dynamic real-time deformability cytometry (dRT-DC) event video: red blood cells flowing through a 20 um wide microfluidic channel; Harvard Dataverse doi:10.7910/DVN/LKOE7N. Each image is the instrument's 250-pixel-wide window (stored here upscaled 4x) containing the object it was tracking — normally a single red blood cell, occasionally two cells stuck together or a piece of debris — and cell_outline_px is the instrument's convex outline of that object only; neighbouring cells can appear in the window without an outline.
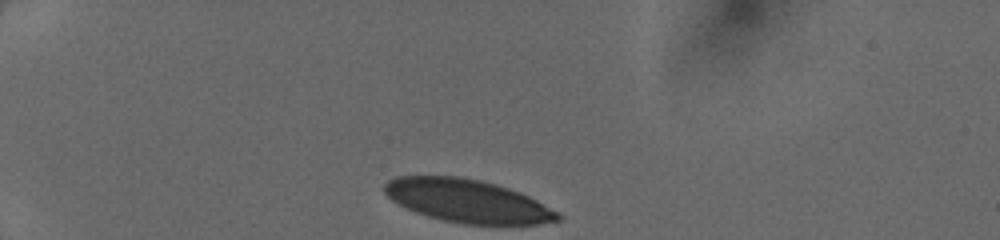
{"species": "human", "species_latin": "Homo sapiens", "temperature_condition": "cold", "stored_images_in_passage": 31, "camera_frame_rate_fps": 3000, "um_per_image_px": 0.085, "donor": {"sex": "female"}, "frame": {"image": 1, "passage_image": 1, "time_ms": 0.0, "image_size_px": [1000, 240], "cell_outline_px": [[564, 216], [560, 220], [540, 224], [464, 224], [444, 220], [428, 216], [416, 212], [392, 200], [384, 192], [384, 184], [388, 180], [396, 176], [460, 176], [480, 180], [496, 184], [520, 192], [560, 212]], "centroid_in_image_um": [39.77, 17.07], "position_along_channel_um": 45.2, "area_um2": 43.41}}
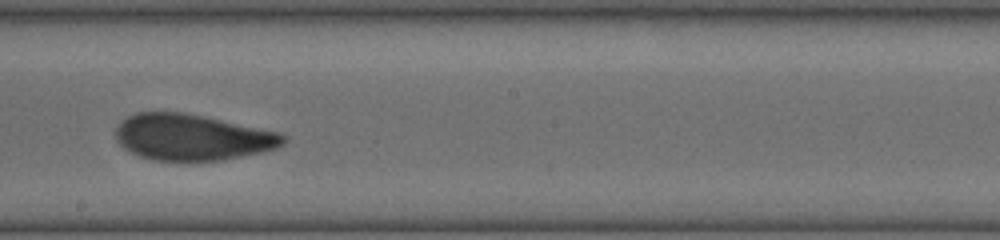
{"frame": {"image": 2, "passage_image": 18, "time_ms": 5.667, "image_size_px": [1000, 240], "cell_outline_px": [[288, 140], [284, 144], [276, 148], [260, 152], [224, 160], [152, 160], [128, 152], [116, 140], [116, 128], [128, 116], [136, 112], [184, 112], [284, 132], [288, 136]], "centroid_in_image_um": [16.39, 11.66], "position_along_channel_um": 231.8, "area_um2": 45.37}}
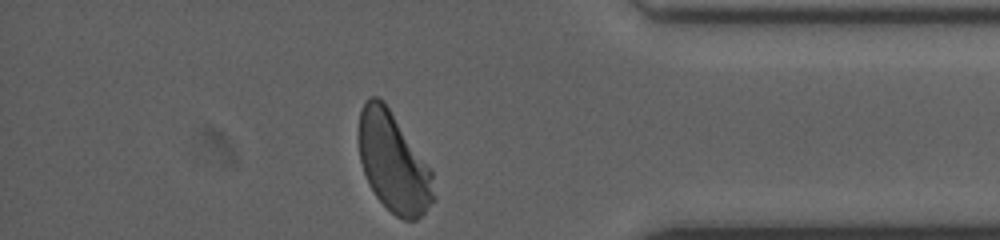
{"frame": {"image": 3, "passage_image": 31, "time_ms": 10.0, "image_size_px": [1000, 240], "cell_outline_px": [[436, 200], [416, 220], [404, 220], [396, 216], [376, 196], [368, 184], [360, 160], [356, 136], [360, 112], [364, 100], [368, 96], [376, 96], [384, 100], [432, 172], [436, 196]], "centroid_in_image_um": [33.41, 13.79], "position_along_channel_um": 401.8, "area_um2": 43.81}}